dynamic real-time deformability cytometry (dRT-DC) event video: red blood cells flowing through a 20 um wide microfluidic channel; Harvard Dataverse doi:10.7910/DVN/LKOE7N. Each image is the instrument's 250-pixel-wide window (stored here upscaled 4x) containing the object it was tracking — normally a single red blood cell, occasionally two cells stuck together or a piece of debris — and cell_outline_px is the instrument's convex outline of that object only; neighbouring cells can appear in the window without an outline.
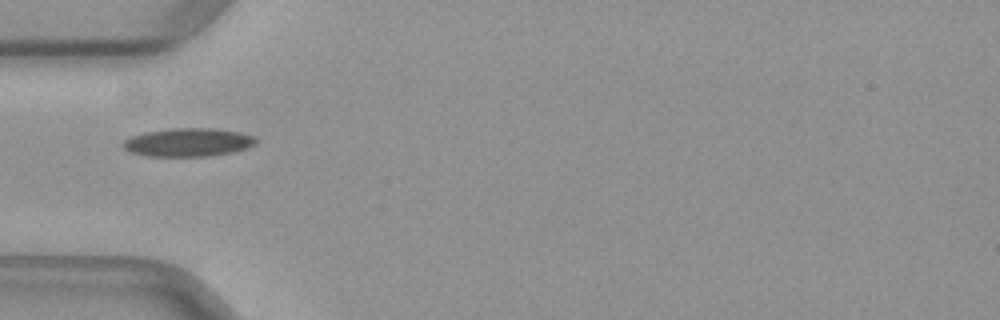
{"species": "common noctule bat (a hibernating species)", "species_latin": "Nyctalus noctula", "temperature_condition": "warm", "stored_images_in_passage": 35, "camera_frame_rate_fps": 3000, "um_per_image_px": 0.085, "animal": {"sex": "female", "body_mass_g": 29.2, "forearm_length_mm": 56.3}, "frame": {"image": 1, "passage_image": 1, "time_ms": 0.0, "image_size_px": [1000, 320], "cell_outline_px": [[256, 144], [248, 148], [232, 152], [212, 156], [148, 156], [128, 152], [124, 148], [124, 140], [132, 136], [144, 132], [172, 128], [216, 128], [240, 132], [256, 136]], "centroid_in_image_um": [16.03, 12.09], "position_along_channel_um": 69.0, "area_um2": 22.14}}